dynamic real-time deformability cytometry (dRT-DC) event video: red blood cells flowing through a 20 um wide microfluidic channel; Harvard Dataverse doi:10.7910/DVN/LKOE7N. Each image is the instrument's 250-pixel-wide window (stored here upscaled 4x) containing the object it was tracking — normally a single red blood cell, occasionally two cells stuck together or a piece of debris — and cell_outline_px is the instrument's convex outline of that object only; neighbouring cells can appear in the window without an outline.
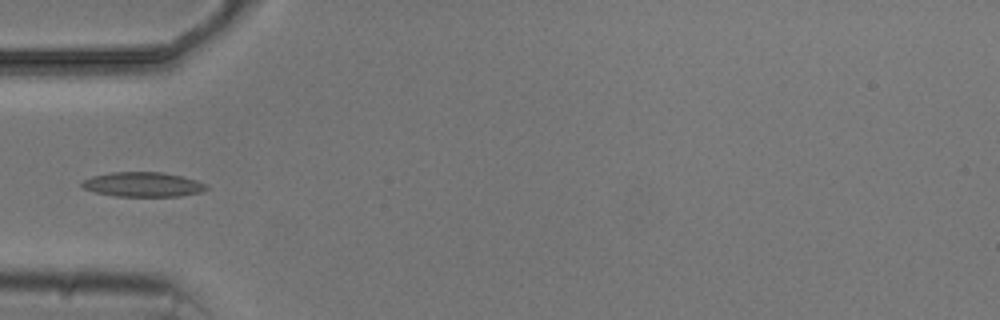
{"species": "common noctule bat (a hibernating species)", "species_latin": "Nyctalus noctula", "temperature_condition": "cold", "stored_images_in_passage": 5, "camera_frame_rate_fps": 3000, "um_per_image_px": 0.085, "animal": {"sex": "male", "body_mass_g": 20.5, "forearm_length_mm": 52.5}, "frame": {"image": 1, "passage_image": 5, "time_ms": 5.333, "image_size_px": [1000, 320], "cell_outline_px": [[208, 188], [200, 192], [180, 196], [116, 196], [96, 192], [84, 188], [80, 184], [84, 180], [92, 176], [112, 172], [160, 172], [180, 176], [196, 180], [208, 184]], "centroid_in_image_um": [12.16, 15.68], "position_along_channel_um": 72.8, "area_um2": 17.69}}